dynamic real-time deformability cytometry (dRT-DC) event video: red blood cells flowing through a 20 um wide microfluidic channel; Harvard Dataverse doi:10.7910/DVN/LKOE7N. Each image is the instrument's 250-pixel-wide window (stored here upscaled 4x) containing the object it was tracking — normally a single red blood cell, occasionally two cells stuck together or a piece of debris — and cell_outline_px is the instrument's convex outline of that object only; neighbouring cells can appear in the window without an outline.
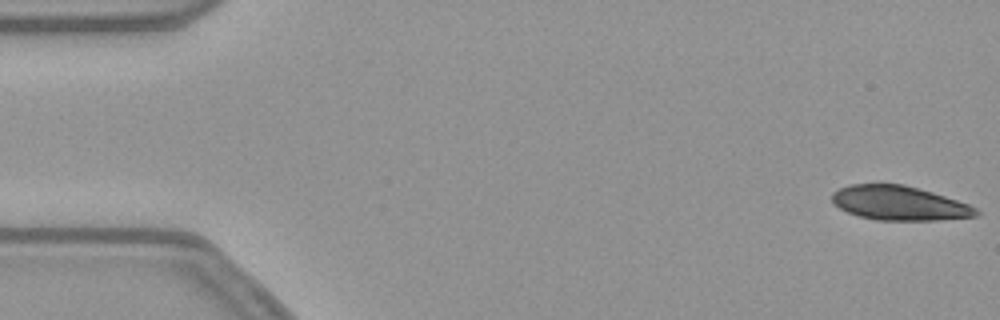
{"species": "common noctule bat (a hibernating species)", "species_latin": "Nyctalus noctula", "temperature_condition": "warm", "stored_images_in_passage": 13, "segment_of_instrument_passage": [1, 2], "camera_frame_rate_fps": 3000, "um_per_image_px": 0.085, "animal": {"sex": "female", "body_mass_g": 21.9}, "frame": {"image": 1, "passage_image": 1, "time_ms": 0.0, "image_size_px": [1000, 320], "cell_outline_px": [[980, 216], [936, 220], [876, 220], [860, 216], [848, 212], [832, 204], [832, 192], [848, 184], [904, 184], [932, 192], [968, 204], [976, 208], [980, 212]], "centroid_in_image_um": [76.43, 17.26], "position_along_channel_um": 8.6, "area_um2": 28.78}}